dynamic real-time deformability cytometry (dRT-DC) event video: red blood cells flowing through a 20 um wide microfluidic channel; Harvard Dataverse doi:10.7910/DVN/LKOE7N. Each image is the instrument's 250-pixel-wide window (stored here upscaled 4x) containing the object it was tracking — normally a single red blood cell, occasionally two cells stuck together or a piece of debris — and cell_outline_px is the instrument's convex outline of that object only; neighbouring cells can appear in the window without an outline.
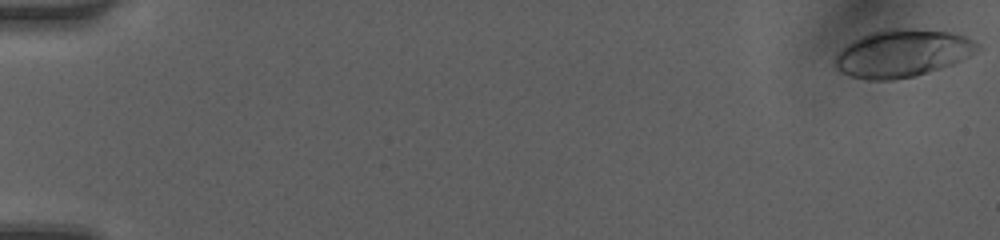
{"species": "human", "species_latin": "Homo sapiens", "temperature_condition": "room temperature", "stored_images_in_passage": 50, "camera_frame_rate_fps": 3000, "um_per_image_px": 0.085, "donor": {"sex": "female"}, "frame": {"image": 1, "passage_image": 1, "time_ms": 0.0, "image_size_px": [1000, 240], "cell_outline_px": [[984, 48], [952, 64], [940, 68], [912, 76], [892, 80], [868, 80], [848, 76], [840, 72], [832, 64], [836, 56], [852, 40], [872, 32], [884, 28], [912, 28], [948, 32], [964, 36], [980, 44]], "centroid_in_image_um": [76.68, 4.53], "position_along_channel_um": 8.3, "area_um2": 39.42}}
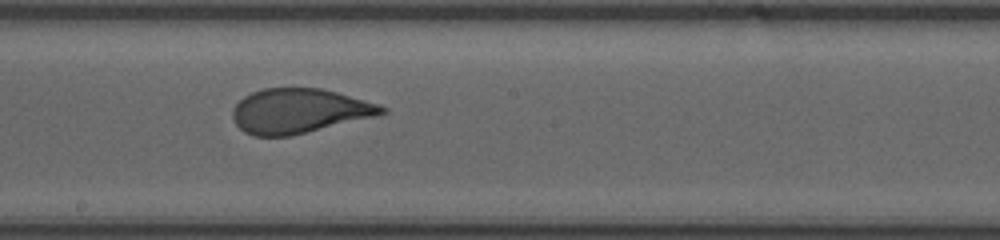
{"frame": {"image": 2, "passage_image": 29, "time_ms": 9.333, "image_size_px": [1000, 240], "cell_outline_px": [[388, 112], [372, 116], [288, 136], [252, 136], [244, 132], [236, 124], [232, 116], [232, 108], [244, 96], [252, 92], [264, 88], [320, 88], [336, 92], [364, 100], [388, 108]], "centroid_in_image_um": [25.35, 9.42], "position_along_channel_um": 222.9, "area_um2": 38.09}}
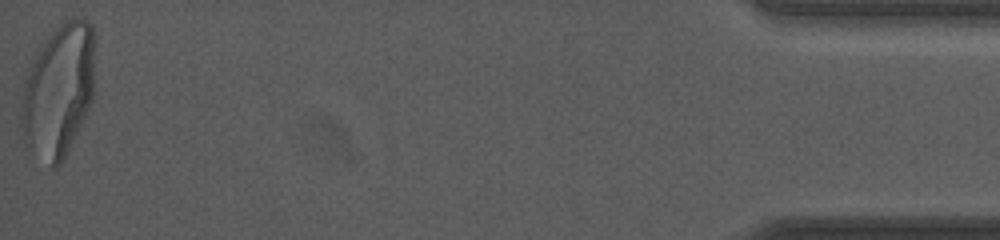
{"frame": {"image": 3, "passage_image": 50, "time_ms": 16.333, "image_size_px": [1000, 240], "cell_outline_px": [[92, 100], [64, 160], [56, 168], [52, 168], [24, 144], [20, 124], [20, 96], [28, 68], [40, 44], [52, 28], [68, 20], [88, 20], [92, 24]], "centroid_in_image_um": [4.89, 7.73], "position_along_channel_um": 430.3, "area_um2": 57.05}, "authors_computed_cell_mechanics": {"area_um2": 39.3618, "velocity_mm_per_s": 4.2029, "shape_relaxation_time_tau1_ms": 4.0671, "shape_relaxation_time_tau2_ms": null, "deformation_change_tau1": 0.214, "deformation_change_tau2": null}}